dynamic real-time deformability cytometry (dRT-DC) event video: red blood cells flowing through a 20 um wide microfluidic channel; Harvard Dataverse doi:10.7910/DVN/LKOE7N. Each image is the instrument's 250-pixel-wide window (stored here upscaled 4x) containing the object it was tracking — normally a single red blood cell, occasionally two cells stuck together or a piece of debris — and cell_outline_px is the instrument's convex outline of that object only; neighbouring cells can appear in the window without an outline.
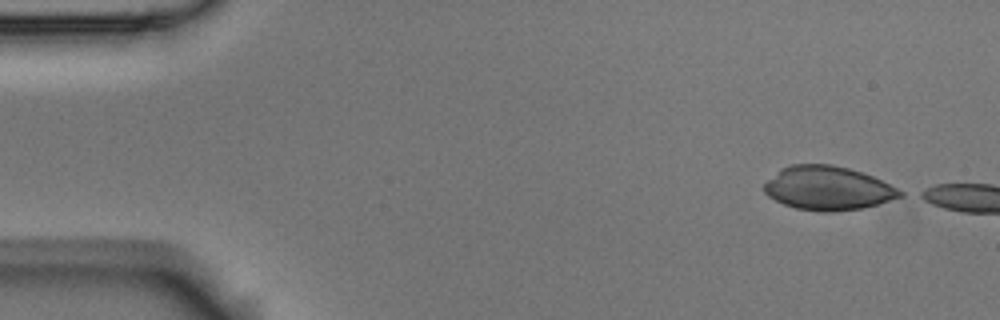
{"species": "Egyptian fruit bat (a non-hibernating species)", "species_latin": "Rousettus aegyptiacus", "temperature_condition": "room temperature", "stored_images_in_passage": 12, "camera_frame_rate_fps": 3000, "um_per_image_px": 0.085, "animal": {"sex": "male"}, "frame": {"image": 1, "passage_image": 1, "time_ms": 0.0, "image_size_px": [1000, 320], "cell_outline_px": [[904, 196], [876, 204], [860, 208], [832, 212], [820, 212], [796, 208], [784, 204], [768, 196], [764, 192], [764, 184], [768, 180], [784, 168], [792, 164], [832, 164], [848, 168], [872, 176], [904, 192]], "centroid_in_image_um": [70.37, 16.0], "position_along_channel_um": 14.6, "area_um2": 34.22}}